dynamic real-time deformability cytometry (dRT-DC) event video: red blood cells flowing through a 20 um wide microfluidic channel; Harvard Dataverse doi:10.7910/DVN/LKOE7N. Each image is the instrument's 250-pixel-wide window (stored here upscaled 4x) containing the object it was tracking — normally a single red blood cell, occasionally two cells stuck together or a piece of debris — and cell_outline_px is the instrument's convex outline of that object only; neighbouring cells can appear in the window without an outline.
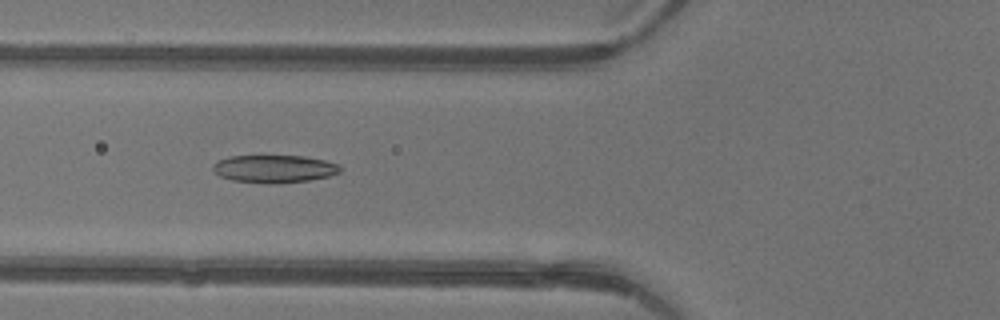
{"species": "common noctule bat (a hibernating species)", "species_latin": "Nyctalus noctula", "temperature_condition": "warm", "stored_images_in_passage": 40, "camera_frame_rate_fps": 3000, "um_per_image_px": 0.085, "animal": {"sex": "female"}, "frame": {"image": 1, "passage_image": 12, "time_ms": 3.667, "image_size_px": [1000, 320], "cell_outline_px": [[340, 172], [328, 176], [308, 180], [276, 184], [232, 180], [220, 176], [212, 168], [212, 164], [216, 160], [228, 156], [260, 152], [304, 156], [324, 160], [340, 164]], "centroid_in_image_um": [23.24, 14.28], "position_along_channel_um": 102.6, "area_um2": 21.62}}
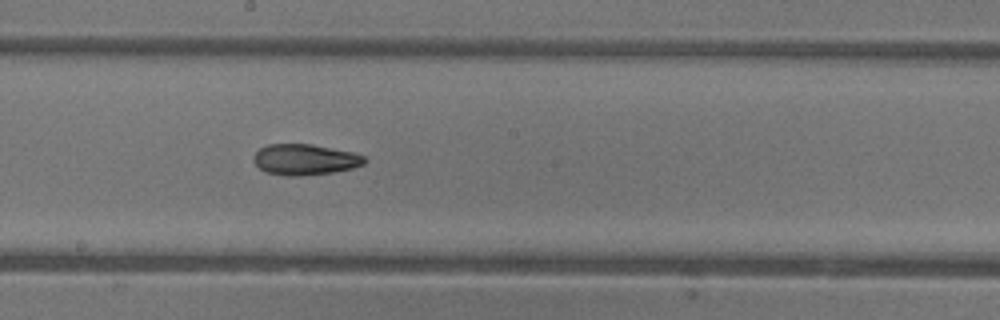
{"frame": {"image": 2, "passage_image": 20, "time_ms": 6.333, "image_size_px": [1000, 320], "cell_outline_px": [[368, 160], [364, 164], [352, 168], [332, 172], [300, 176], [288, 176], [264, 172], [252, 160], [252, 156], [260, 148], [268, 144], [312, 144], [352, 152], [364, 156]], "centroid_in_image_um": [25.9, 13.56], "position_along_channel_um": 222.3, "area_um2": 20.0}}
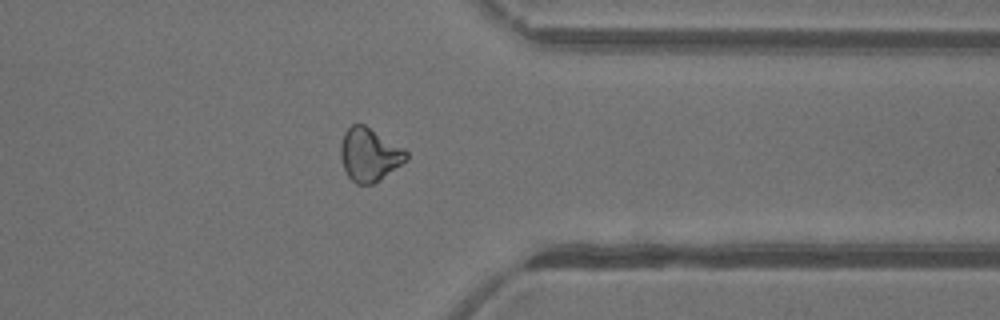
{"frame": {"image": 3, "passage_image": 31, "time_ms": 10.0, "image_size_px": [1000, 320], "cell_outline_px": [[408, 160], [380, 180], [372, 184], [356, 184], [348, 176], [344, 168], [340, 156], [340, 144], [344, 132], [352, 124], [364, 124], [404, 148], [408, 152]], "centroid_in_image_um": [31.4, 13.14], "position_along_channel_um": 380.0, "area_um2": 20.46}}